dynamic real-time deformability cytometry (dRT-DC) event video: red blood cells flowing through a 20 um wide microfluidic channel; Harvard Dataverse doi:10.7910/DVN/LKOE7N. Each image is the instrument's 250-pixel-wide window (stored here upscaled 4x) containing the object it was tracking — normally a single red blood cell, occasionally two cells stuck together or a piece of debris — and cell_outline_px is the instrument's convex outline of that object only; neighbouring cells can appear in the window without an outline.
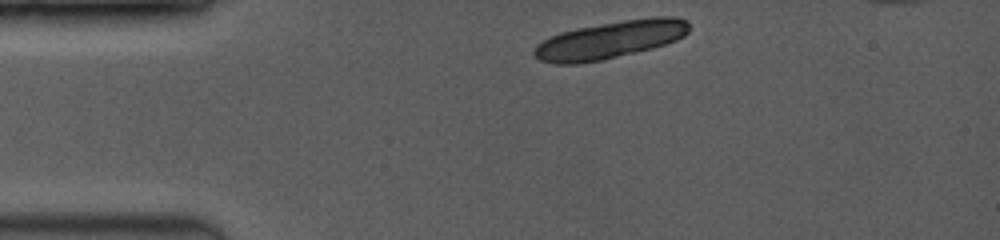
{"species": "common noctule bat (a hibernating species)", "species_latin": "Nyctalus noctula", "temperature_condition": "room temperature", "stored_images_in_passage": 1, "camera_frame_rate_fps": 3500, "um_per_image_px": 0.085, "animal": {"sex": "female", "body_mass_g": 19.0, "forearm_length_mm": 53.3}, "frame": {"image": 1, "passage_image": 1, "time_ms": 0.0, "image_size_px": [1000, 240], "cell_outline_px": [[688, 32], [684, 36], [676, 40], [652, 48], [600, 60], [576, 64], [552, 64], [540, 60], [532, 52], [536, 44], [552, 36], [576, 28], [624, 20], [656, 16], [672, 16], [684, 20], [688, 24]], "centroid_in_image_um": [51.85, 3.39], "position_along_channel_um": 33.2, "area_um2": 33.47}}